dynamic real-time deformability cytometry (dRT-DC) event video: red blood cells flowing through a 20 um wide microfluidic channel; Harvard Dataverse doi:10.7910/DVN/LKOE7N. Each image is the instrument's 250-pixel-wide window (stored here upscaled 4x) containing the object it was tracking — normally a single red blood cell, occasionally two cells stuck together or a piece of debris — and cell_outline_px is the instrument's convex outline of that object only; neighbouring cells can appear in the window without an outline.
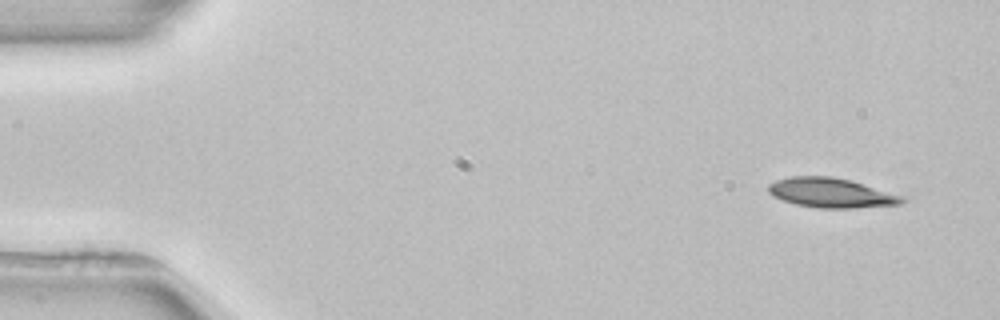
{"species": "common noctule bat (a hibernating species)", "species_latin": "Nyctalus noctula", "temperature_condition": "room temperature", "stored_images_in_passage": 3, "camera_frame_rate_fps": 3000, "um_per_image_px": 0.085, "animal": {"sex": "female", "body_mass_g": 22.7, "forearm_length_mm": 54.2}, "frame": {"image": 1, "passage_image": 1, "time_ms": 0.0, "image_size_px": [1000, 320], "cell_outline_px": [[908, 200], [900, 204], [856, 208], [816, 208], [796, 204], [772, 196], [768, 192], [768, 184], [776, 180], [792, 176], [832, 176], [852, 180], [908, 196]], "centroid_in_image_um": [70.73, 16.39], "position_along_channel_um": 14.3, "area_um2": 23.58}}
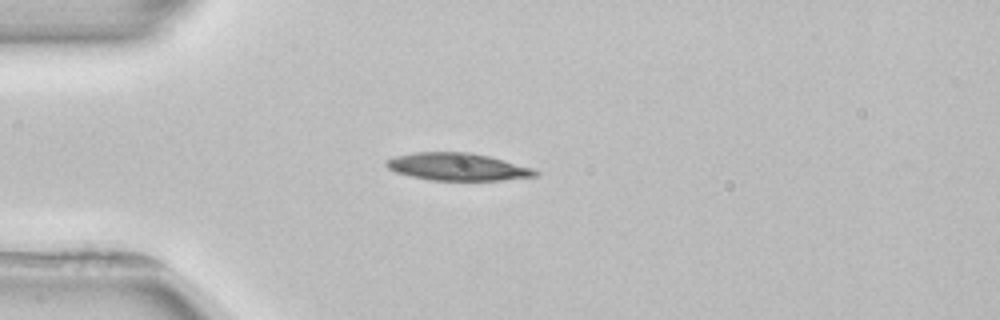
{"frame": {"image": 2, "passage_image": 3, "time_ms": 3.333, "image_size_px": [1000, 320], "cell_outline_px": [[540, 172], [536, 176], [500, 180], [432, 180], [412, 176], [396, 172], [388, 168], [384, 164], [384, 160], [396, 156], [416, 152], [472, 152], [488, 156], [532, 168]], "centroid_in_image_um": [38.86, 14.17], "position_along_channel_um": 46.1, "area_um2": 23.64}}